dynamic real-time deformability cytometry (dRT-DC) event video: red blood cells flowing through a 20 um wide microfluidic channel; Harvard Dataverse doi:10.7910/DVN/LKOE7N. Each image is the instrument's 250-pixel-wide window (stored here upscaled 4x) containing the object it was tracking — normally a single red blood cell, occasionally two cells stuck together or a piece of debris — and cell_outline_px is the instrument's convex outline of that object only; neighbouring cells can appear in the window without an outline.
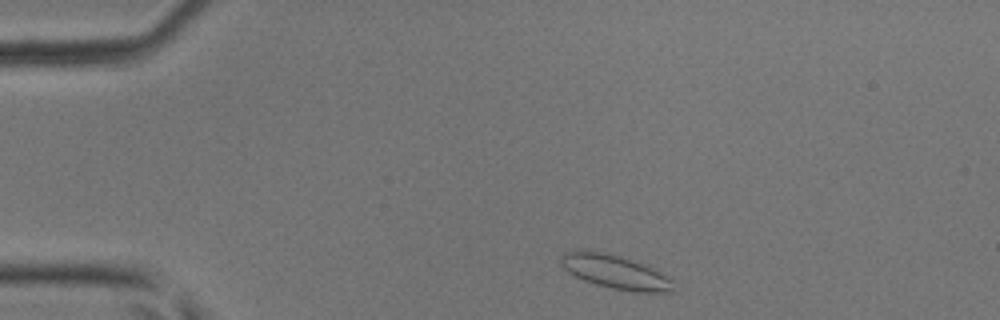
{"species": "common noctule bat (a hibernating species)", "species_latin": "Nyctalus noctula", "temperature_condition": "room temperature", "stored_images_in_passage": 41, "camera_frame_rate_fps": 3000, "um_per_image_px": 0.085, "animal": {"sex": "male", "body_mass_g": 17.9, "forearm_length_mm": 54.2}, "frame": {"image": 1, "passage_image": 2, "time_ms": 0.333, "image_size_px": [1000, 320], "cell_outline_px": [[676, 292], [632, 292], [612, 288], [596, 284], [584, 280], [568, 272], [560, 264], [560, 256], [564, 252], [604, 252], [636, 260], [660, 272], [672, 280]], "centroid_in_image_um": [52.35, 23.14], "position_along_channel_um": 32.7, "area_um2": 21.96}}
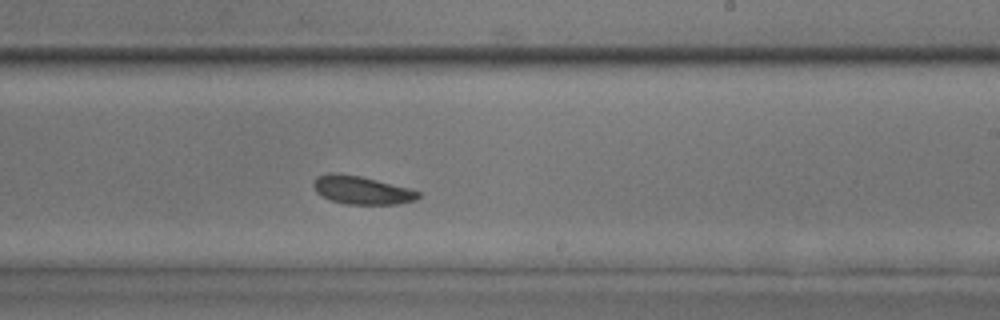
{"frame": {"image": 2, "passage_image": 22, "time_ms": 7.0, "image_size_px": [1000, 320], "cell_outline_px": [[420, 196], [416, 200], [400, 204], [348, 204], [332, 200], [316, 192], [312, 184], [316, 176], [328, 172], [336, 172], [360, 176], [408, 188], [420, 192]], "centroid_in_image_um": [30.72, 16.15], "position_along_channel_um": 258.3, "area_um2": 17.17}}
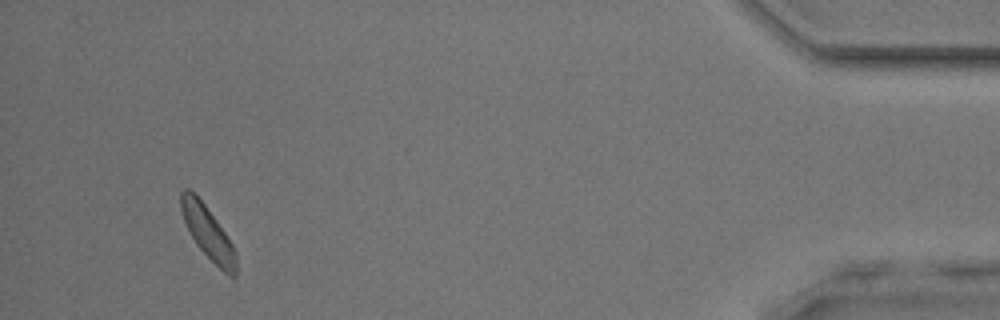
{"frame": {"image": 3, "passage_image": 38, "time_ms": 12.333, "image_size_px": [1000, 320], "cell_outline_px": [[236, 276], [228, 276], [196, 244], [184, 220], [180, 208], [180, 192], [184, 188], [188, 188], [204, 204], [228, 236], [236, 252]], "centroid_in_image_um": [17.67, 19.77], "position_along_channel_um": 417.5, "area_um2": 16.53}}